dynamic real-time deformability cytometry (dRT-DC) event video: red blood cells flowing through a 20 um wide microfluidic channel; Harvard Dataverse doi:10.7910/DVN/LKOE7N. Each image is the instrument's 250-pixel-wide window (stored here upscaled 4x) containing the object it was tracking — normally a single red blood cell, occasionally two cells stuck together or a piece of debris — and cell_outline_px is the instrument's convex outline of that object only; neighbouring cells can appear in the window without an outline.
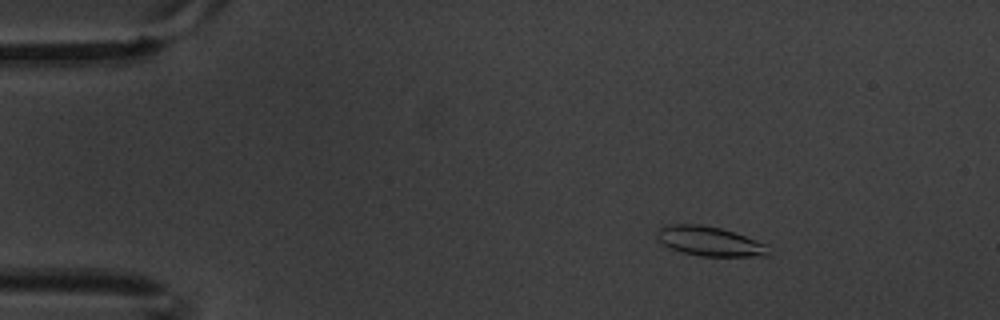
{"species": "common noctule bat (a hibernating species)", "species_latin": "Nyctalus noctula", "temperature_condition": "warm", "stored_images_in_passage": 8, "camera_frame_rate_fps": 3000, "um_per_image_px": 0.085, "animal": {"sex": "male", "body_mass_g": 20.1, "forearm_length_mm": 53.5}, "frame": {"image": 1, "passage_image": 3, "time_ms": 0.667, "image_size_px": [1000, 320], "cell_outline_px": [[768, 256], [700, 256], [684, 252], [672, 248], [664, 244], [656, 236], [656, 232], [660, 228], [668, 224], [700, 224], [720, 228], [756, 240], [764, 244], [768, 252]], "centroid_in_image_um": [60.28, 20.5], "position_along_channel_um": 24.7, "area_um2": 18.73}}
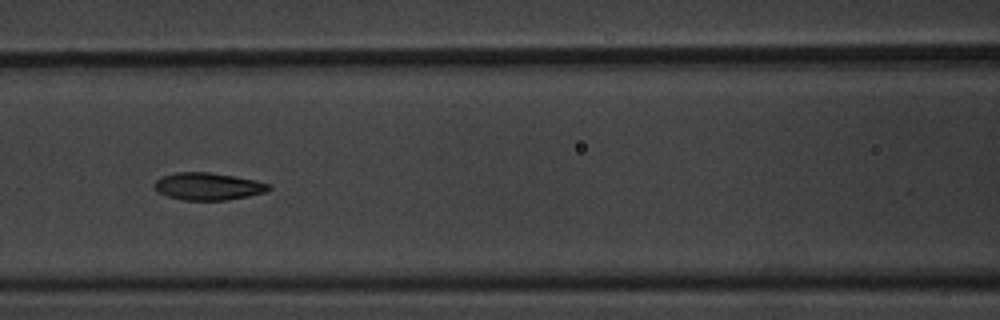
{"frame": {"image": 2, "passage_image": 8, "time_ms": 2.333, "image_size_px": [1000, 320], "cell_outline_px": [[272, 188], [268, 192], [228, 200], [184, 200], [168, 196], [160, 192], [156, 188], [156, 180], [164, 176], [176, 172], [208, 172], [256, 180], [272, 184]], "centroid_in_image_um": [17.78, 15.84], "position_along_channel_um": 148.8, "area_um2": 18.09}}